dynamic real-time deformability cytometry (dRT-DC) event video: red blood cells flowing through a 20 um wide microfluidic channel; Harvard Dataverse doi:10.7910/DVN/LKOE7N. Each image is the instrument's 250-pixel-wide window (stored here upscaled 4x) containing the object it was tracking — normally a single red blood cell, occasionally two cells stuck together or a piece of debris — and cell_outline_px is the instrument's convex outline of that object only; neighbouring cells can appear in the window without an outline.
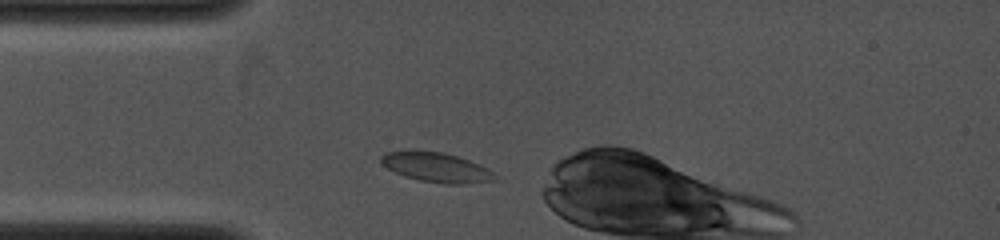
{"species": "common noctule bat (a hibernating species)", "species_latin": "Nyctalus noctula", "temperature_condition": "cold", "stored_images_in_passage": 7, "camera_frame_rate_fps": 4000, "um_per_image_px": 0.085, "animal": {"sex": "female", "body_mass_g": 19.0, "forearm_length_mm": 53.3}, "frame": {"image": 1, "passage_image": 1, "time_ms": 0.0, "image_size_px": [1000, 240], "cell_outline_px": [[496, 180], [464, 184], [448, 184], [420, 180], [404, 176], [388, 168], [380, 160], [380, 156], [384, 152], [444, 152], [480, 164], [488, 168], [496, 176]], "centroid_in_image_um": [37.14, 14.24], "position_along_channel_um": 47.9, "area_um2": 19.13}}
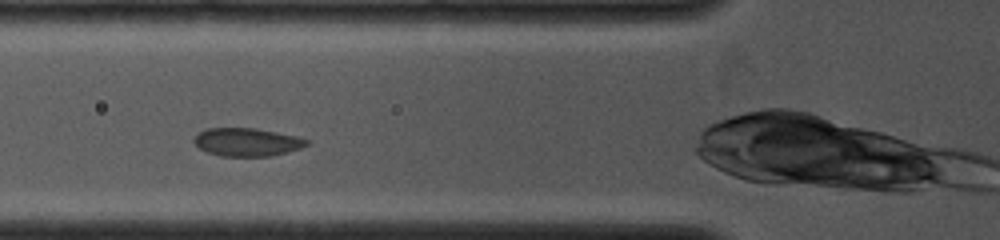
{"frame": {"image": 2, "passage_image": 3, "time_ms": 1.5, "image_size_px": [1000, 240], "cell_outline_px": [[312, 144], [288, 152], [272, 156], [220, 156], [208, 152], [200, 148], [192, 140], [200, 132], [208, 128], [256, 128], [296, 136], [312, 140]], "centroid_in_image_um": [21.06, 12.08], "position_along_channel_um": 104.7, "area_um2": 18.55}}
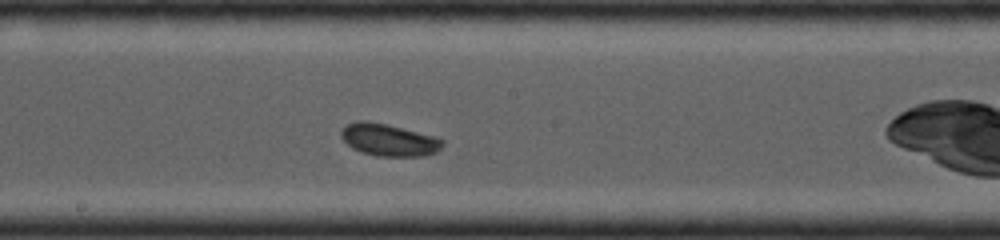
{"frame": {"image": 3, "passage_image": 7, "time_ms": 4.0, "image_size_px": [1000, 240], "cell_outline_px": [[444, 144], [436, 152], [424, 156], [376, 156], [360, 152], [352, 148], [340, 136], [340, 132], [348, 124], [356, 120], [368, 120], [388, 124], [436, 136], [444, 140]], "centroid_in_image_um": [33.06, 11.88], "position_along_channel_um": 215.1, "area_um2": 19.25}}